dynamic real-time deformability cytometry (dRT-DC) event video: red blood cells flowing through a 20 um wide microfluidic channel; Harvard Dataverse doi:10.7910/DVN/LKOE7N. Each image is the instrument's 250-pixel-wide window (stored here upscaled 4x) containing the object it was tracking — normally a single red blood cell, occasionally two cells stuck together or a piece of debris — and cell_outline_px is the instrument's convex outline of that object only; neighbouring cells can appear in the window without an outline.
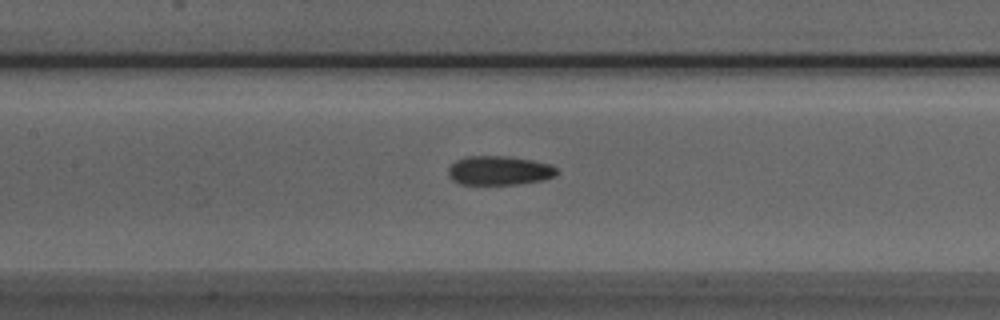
{"species": "Egyptian fruit bat (a non-hibernating species)", "species_latin": "Rousettus aegyptiacus", "temperature_condition": "room temperature", "stored_images_in_passage": 42, "camera_frame_rate_fps": 3000, "um_per_image_px": 0.085, "animal": {"sex": "male"}, "frame": {"image": 1, "passage_image": 17, "time_ms": 5.333, "image_size_px": [1000, 320], "cell_outline_px": [[556, 172], [552, 176], [540, 180], [516, 184], [460, 184], [452, 180], [448, 176], [448, 168], [456, 160], [464, 156], [508, 156], [532, 160], [548, 164], [556, 168]], "centroid_in_image_um": [42.35, 14.48], "position_along_channel_um": 165.1, "area_um2": 18.21}}
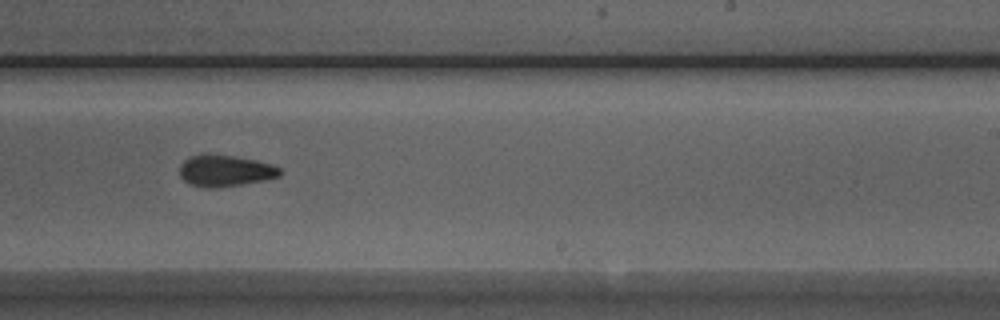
{"frame": {"image": 2, "passage_image": 25, "time_ms": 8.0, "image_size_px": [1000, 320], "cell_outline_px": [[280, 176], [264, 180], [220, 188], [208, 188], [188, 184], [180, 176], [180, 164], [184, 160], [192, 156], [208, 152], [256, 160], [272, 164], [280, 168]], "centroid_in_image_um": [19.11, 14.51], "position_along_channel_um": 269.9, "area_um2": 18.61}}
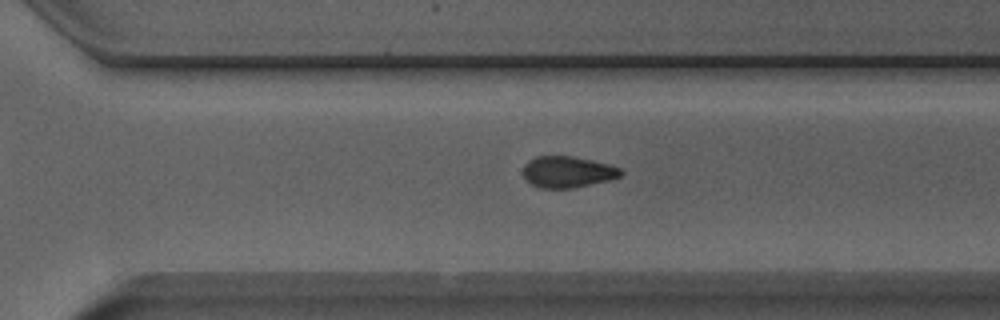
{"frame": {"image": 3, "passage_image": 29, "time_ms": 9.333, "image_size_px": [1000, 320], "cell_outline_px": [[624, 172], [620, 176], [608, 180], [572, 188], [540, 188], [532, 184], [524, 176], [524, 164], [528, 160], [536, 156], [572, 156], [592, 160], [608, 164], [620, 168]], "centroid_in_image_um": [48.24, 14.6], "position_along_channel_um": 322.4, "area_um2": 17.69}}